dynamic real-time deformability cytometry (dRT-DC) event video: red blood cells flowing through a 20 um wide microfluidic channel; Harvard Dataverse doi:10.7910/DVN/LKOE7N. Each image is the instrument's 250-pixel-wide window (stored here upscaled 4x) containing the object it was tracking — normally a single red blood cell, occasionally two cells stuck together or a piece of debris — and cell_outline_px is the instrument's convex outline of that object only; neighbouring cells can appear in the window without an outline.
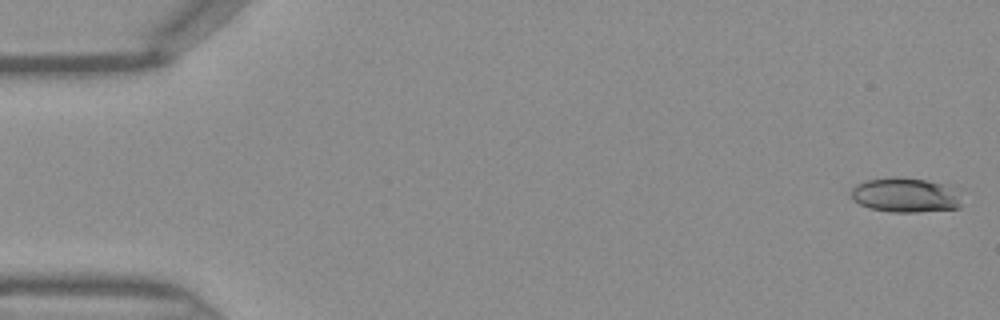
{"species": "Egyptian fruit bat (a non-hibernating species)", "species_latin": "Rousettus aegyptiacus", "temperature_condition": "warm", "stored_images_in_passage": 45, "camera_frame_rate_fps": 3000, "um_per_image_px": 0.085, "frame": {"image": 1, "passage_image": 1, "time_ms": 0.0, "image_size_px": [1000, 320], "cell_outline_px": [[960, 208], [920, 212], [892, 212], [868, 208], [852, 200], [852, 188], [856, 184], [868, 180], [892, 176], [900, 176], [928, 180], [940, 184], [956, 192], [960, 204]], "centroid_in_image_um": [76.88, 16.58], "position_along_channel_um": 8.1, "area_um2": 22.14}}
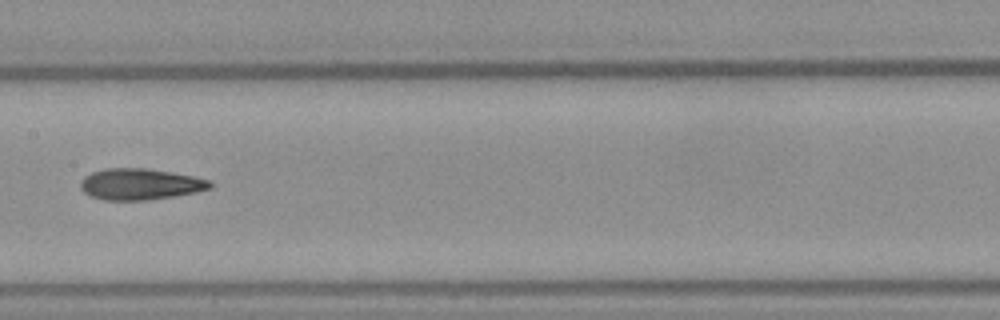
{"frame": {"image": 2, "passage_image": 23, "time_ms": 7.333, "image_size_px": [1000, 320], "cell_outline_px": [[212, 188], [196, 192], [148, 200], [104, 200], [92, 196], [84, 192], [80, 188], [80, 180], [84, 176], [92, 172], [104, 168], [144, 168], [172, 172], [212, 180]], "centroid_in_image_um": [11.9, 15.65], "position_along_channel_um": 195.5, "area_um2": 23.64}}
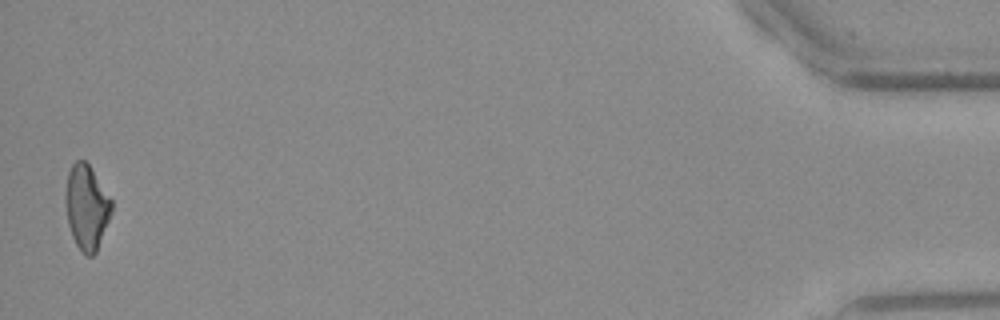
{"frame": {"image": 3, "passage_image": 45, "time_ms": 14.667, "image_size_px": [1000, 320], "cell_outline_px": [[112, 212], [96, 252], [92, 256], [84, 256], [76, 244], [72, 236], [68, 224], [64, 200], [64, 196], [68, 172], [72, 164], [76, 160], [84, 160], [88, 164], [112, 200]], "centroid_in_image_um": [7.34, 17.62], "position_along_channel_um": 427.9, "area_um2": 22.77}}